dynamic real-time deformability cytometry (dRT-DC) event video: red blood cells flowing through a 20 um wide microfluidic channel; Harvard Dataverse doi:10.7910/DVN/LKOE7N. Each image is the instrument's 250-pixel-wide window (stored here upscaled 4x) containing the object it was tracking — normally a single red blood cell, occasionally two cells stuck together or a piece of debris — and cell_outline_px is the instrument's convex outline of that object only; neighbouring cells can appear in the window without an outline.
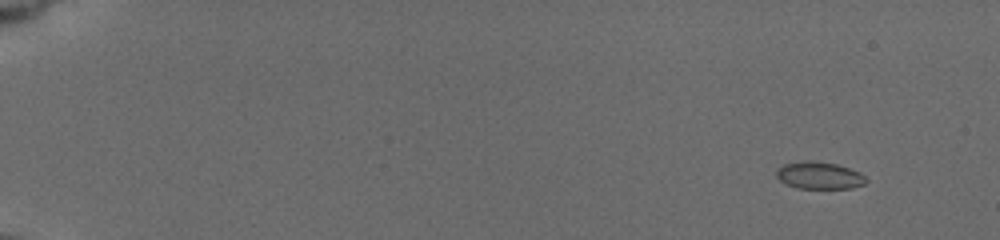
{"species": "common noctule bat (a hibernating species)", "species_latin": "Nyctalus noctula", "temperature_condition": "cold", "stored_images_in_passage": 41, "camera_frame_rate_fps": 3000, "um_per_image_px": 0.085, "animal": {"sex": "female", "body_mass_g": 19.5, "forearm_length_mm": 54.1}, "frame": {"image": 1, "passage_image": 5, "time_ms": 1.667, "image_size_px": [1000, 240], "cell_outline_px": [[868, 180], [864, 184], [852, 188], [796, 188], [784, 184], [776, 176], [776, 168], [784, 164], [804, 160], [812, 160], [836, 164], [860, 172]], "centroid_in_image_um": [69.6, 14.91], "position_along_channel_um": 15.4, "area_um2": 14.33}}
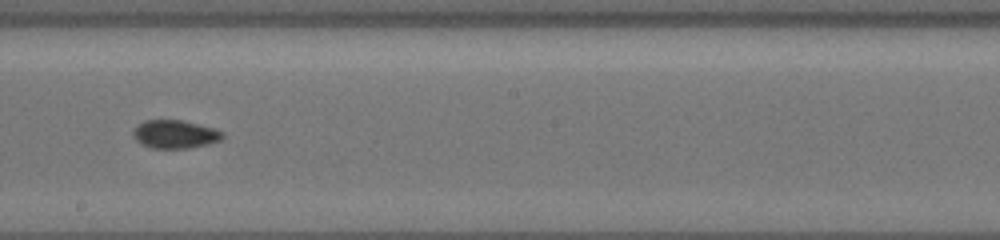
{"frame": {"image": 2, "passage_image": 26, "time_ms": 11.667, "image_size_px": [1000, 240], "cell_outline_px": [[224, 136], [220, 140], [208, 144], [188, 148], [152, 148], [140, 144], [132, 136], [132, 132], [144, 120], [180, 120], [212, 128], [224, 132]], "centroid_in_image_um": [14.85, 11.42], "position_along_channel_um": 233.3, "area_um2": 14.57}}
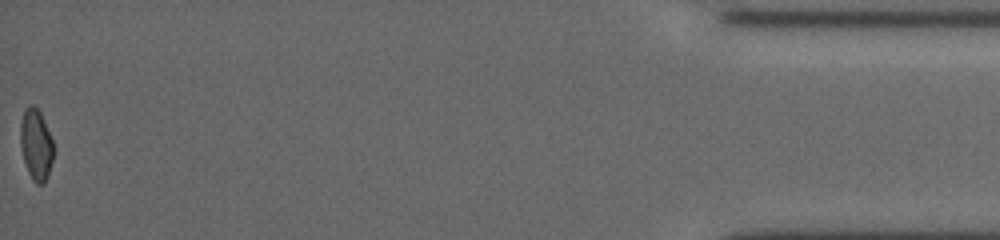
{"frame": {"image": 3, "passage_image": 41, "time_ms": 19.0, "image_size_px": [1000, 240], "cell_outline_px": [[52, 160], [48, 176], [44, 184], [36, 184], [32, 180], [28, 172], [20, 148], [20, 124], [24, 108], [28, 104], [32, 104], [40, 112], [44, 120], [52, 140]], "centroid_in_image_um": [3.03, 12.28], "position_along_channel_um": 432.2, "area_um2": 13.76}, "authors_computed_cell_mechanics": {"area_um2": 14.3344, "velocity_mm_per_s": 3.7884, "shape_relaxation_time_tau1_ms": 4.0953, "shape_relaxation_time_tau2_ms": 3.5587, "deformation_change_tau1": 0.0858, "deformation_change_tau2": 0.0635}}